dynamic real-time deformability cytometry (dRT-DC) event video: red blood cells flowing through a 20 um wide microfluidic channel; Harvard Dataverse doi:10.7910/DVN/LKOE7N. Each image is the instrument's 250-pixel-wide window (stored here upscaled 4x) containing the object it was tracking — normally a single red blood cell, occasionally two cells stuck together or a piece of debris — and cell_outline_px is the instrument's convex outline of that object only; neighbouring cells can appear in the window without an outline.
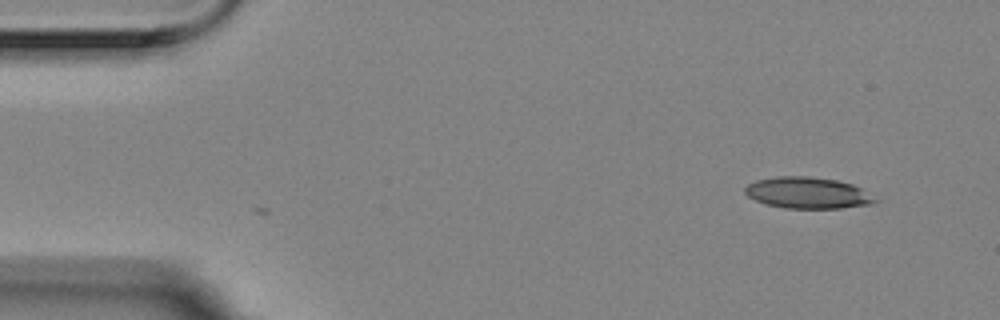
{"species": "Egyptian fruit bat (a non-hibernating species)", "species_latin": "Rousettus aegyptiacus", "temperature_condition": "room temperature", "stored_images_in_passage": 3, "camera_frame_rate_fps": 3000, "um_per_image_px": 0.085, "animal": {"sex": "female"}, "frame": {"image": 1, "passage_image": 3, "time_ms": 0.667, "image_size_px": [1000, 320], "cell_outline_px": [[880, 200], [872, 204], [840, 208], [784, 208], [768, 204], [756, 200], [748, 196], [744, 192], [744, 188], [748, 184], [756, 180], [776, 176], [808, 176], [836, 180], [852, 184], [860, 188]], "centroid_in_image_um": [68.65, 16.39], "position_along_channel_um": 16.3, "area_um2": 23.7}}